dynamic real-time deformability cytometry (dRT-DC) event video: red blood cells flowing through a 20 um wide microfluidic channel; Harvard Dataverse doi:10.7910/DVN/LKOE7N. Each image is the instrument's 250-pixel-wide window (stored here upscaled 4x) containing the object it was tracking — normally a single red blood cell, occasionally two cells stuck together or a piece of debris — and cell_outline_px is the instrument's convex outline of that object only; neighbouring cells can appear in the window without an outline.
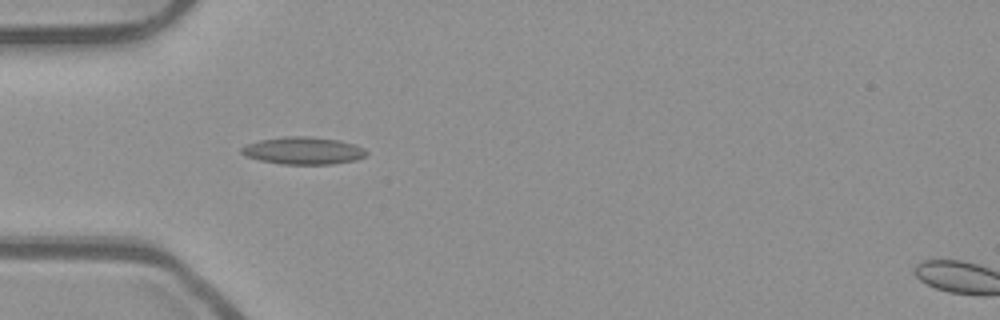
{"species": "common noctule bat (a hibernating species)", "species_latin": "Nyctalus noctula", "temperature_condition": "room temperature", "stored_images_in_passage": 23, "camera_frame_rate_fps": 3000, "um_per_image_px": 0.085, "animal": {"sex": "male", "body_mass_g": 23.1, "forearm_length_mm": 52.7}, "frame": {"image": 1, "passage_image": 4, "time_ms": 1.0, "image_size_px": [1000, 320], "cell_outline_px": [[368, 152], [364, 156], [356, 160], [332, 164], [280, 164], [260, 160], [248, 156], [240, 152], [240, 148], [248, 144], [260, 140], [284, 136], [308, 136], [340, 140], [356, 144], [364, 148]], "centroid_in_image_um": [25.81, 12.8], "position_along_channel_um": 59.2, "area_um2": 19.94}}
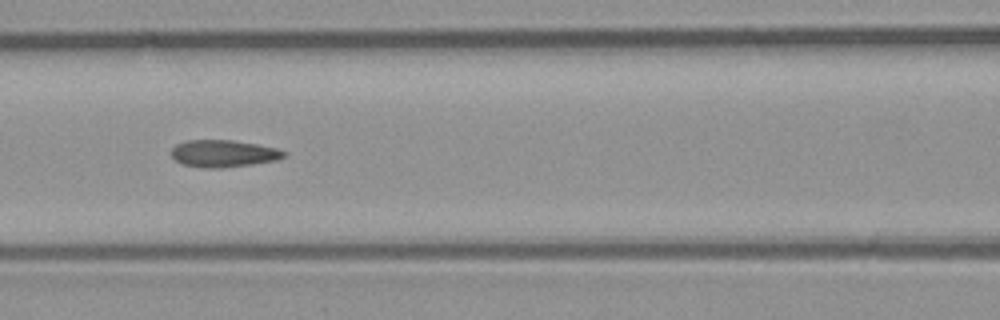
{"frame": {"image": 2, "passage_image": 11, "time_ms": 3.333, "image_size_px": [1000, 320], "cell_outline_px": [[288, 152], [284, 156], [276, 160], [252, 164], [216, 168], [204, 168], [184, 164], [176, 160], [172, 156], [172, 148], [176, 144], [184, 140], [232, 140], [256, 144], [276, 148]], "centroid_in_image_um": [18.99, 13.04], "position_along_channel_um": 147.6, "area_um2": 17.63}}
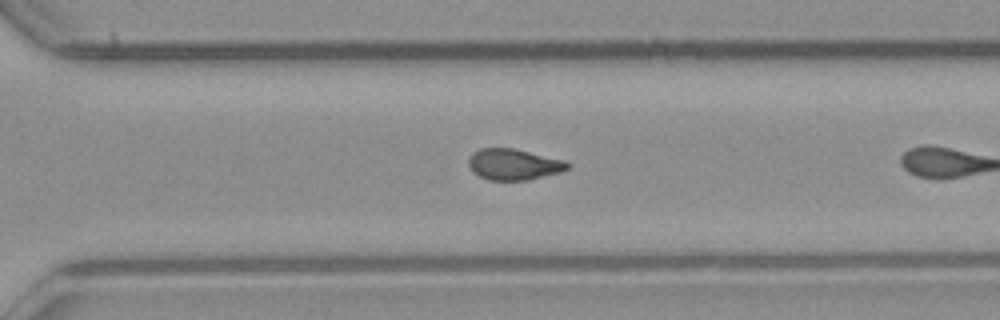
{"frame": {"image": 3, "passage_image": 22, "time_ms": 7.0, "image_size_px": [1000, 320], "cell_outline_px": [[572, 164], [568, 168], [560, 172], [528, 180], [488, 180], [472, 172], [468, 164], [468, 160], [472, 152], [480, 148], [516, 148], [568, 160]], "centroid_in_image_um": [43.7, 13.96], "position_along_channel_um": 326.9, "area_um2": 18.32}}